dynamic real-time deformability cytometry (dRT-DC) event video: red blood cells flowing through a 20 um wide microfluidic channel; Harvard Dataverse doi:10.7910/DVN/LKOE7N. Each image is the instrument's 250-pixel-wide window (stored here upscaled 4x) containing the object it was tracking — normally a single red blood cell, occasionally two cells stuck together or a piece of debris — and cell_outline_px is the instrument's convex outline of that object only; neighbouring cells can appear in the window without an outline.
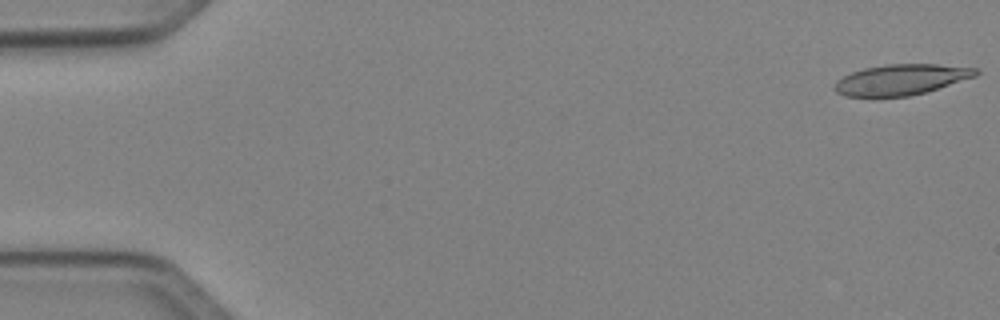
{"species": "Egyptian fruit bat (a non-hibernating species)", "species_latin": "Rousettus aegyptiacus", "temperature_condition": "cold", "stored_images_in_passage": 2, "camera_frame_rate_fps": 3000, "um_per_image_px": 0.085, "animal": {"sex": "female"}, "frame": {"image": 1, "passage_image": 2, "time_ms": 2.0, "image_size_px": [1000, 320], "cell_outline_px": [[980, 72], [976, 76], [924, 92], [908, 96], [844, 96], [836, 92], [832, 88], [832, 84], [836, 80], [852, 72], [864, 68], [884, 64], [936, 64], [980, 68]], "centroid_in_image_um": [76.57, 6.75], "position_along_channel_um": 8.4, "area_um2": 25.2}}